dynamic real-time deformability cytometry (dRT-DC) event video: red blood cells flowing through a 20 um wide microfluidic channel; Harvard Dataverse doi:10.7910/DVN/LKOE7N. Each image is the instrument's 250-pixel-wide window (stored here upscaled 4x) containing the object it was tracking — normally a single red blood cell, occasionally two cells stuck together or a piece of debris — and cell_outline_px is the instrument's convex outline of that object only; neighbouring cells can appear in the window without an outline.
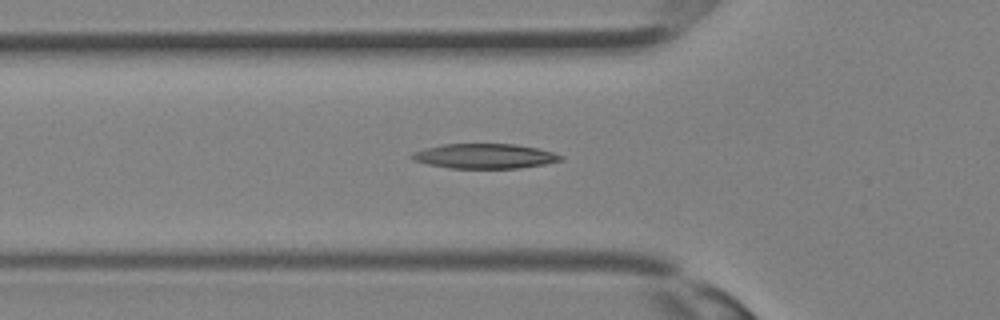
{"species": "Egyptian fruit bat (a non-hibernating species)", "species_latin": "Rousettus aegyptiacus", "temperature_condition": "room temperature", "stored_images_in_passage": 24, "camera_frame_rate_fps": 3000, "um_per_image_px": 0.085, "animal": {"sex": "female"}, "frame": {"image": 1, "passage_image": 3, "time_ms": 0.667, "image_size_px": [1000, 320], "cell_outline_px": [[564, 160], [544, 164], [520, 168], [448, 168], [428, 164], [412, 160], [408, 156], [412, 152], [424, 148], [444, 144], [516, 144], [536, 148], [552, 152], [564, 156]], "centroid_in_image_um": [41.17, 13.27], "position_along_channel_um": 84.6, "area_um2": 21.62}}
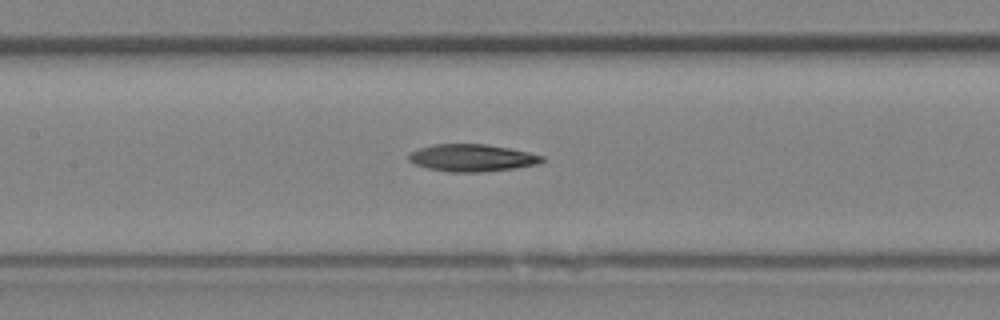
{"frame": {"image": 2, "passage_image": 7, "time_ms": 2.0, "image_size_px": [1000, 320], "cell_outline_px": [[544, 160], [540, 164], [516, 168], [480, 172], [448, 172], [428, 168], [416, 164], [408, 160], [408, 156], [412, 152], [420, 148], [432, 144], [484, 144], [508, 148], [528, 152], [544, 156]], "centroid_in_image_um": [40.14, 13.42], "position_along_channel_um": 167.3, "area_um2": 21.1}}
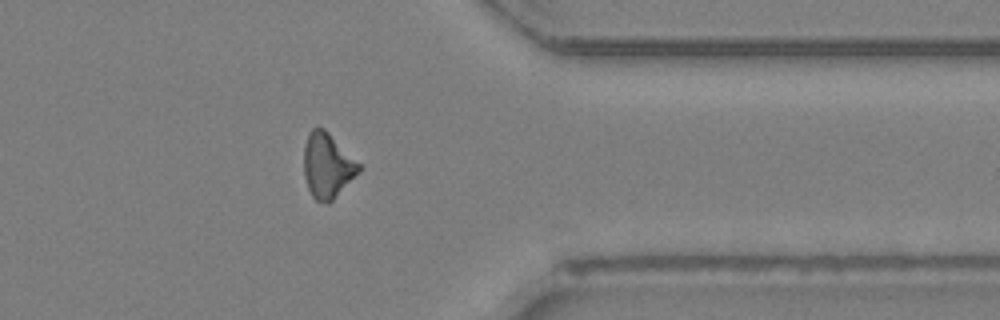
{"frame": {"image": 3, "passage_image": 18, "time_ms": 5.667, "image_size_px": [1000, 320], "cell_outline_px": [[360, 172], [328, 204], [316, 200], [312, 196], [308, 188], [304, 176], [304, 144], [308, 132], [312, 128], [324, 128], [360, 164]], "centroid_in_image_um": [27.81, 14.08], "position_along_channel_um": 383.6, "area_um2": 20.69}}